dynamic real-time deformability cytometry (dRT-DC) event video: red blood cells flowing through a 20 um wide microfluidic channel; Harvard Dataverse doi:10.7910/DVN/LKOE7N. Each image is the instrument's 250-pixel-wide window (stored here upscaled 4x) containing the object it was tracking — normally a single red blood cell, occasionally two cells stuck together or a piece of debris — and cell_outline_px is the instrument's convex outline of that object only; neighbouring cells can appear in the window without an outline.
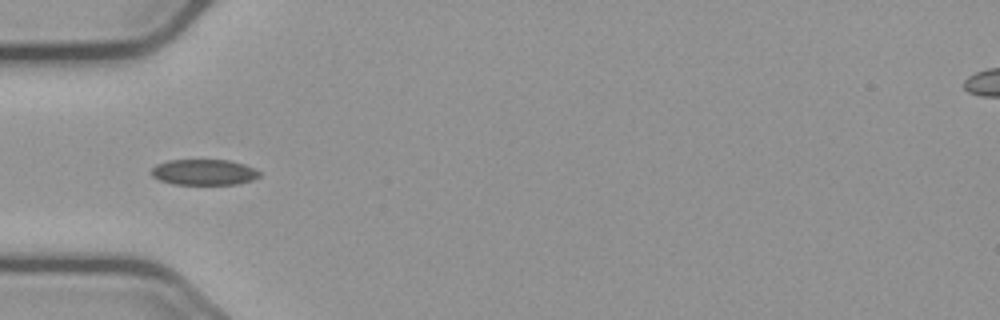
{"species": "common noctule bat (a hibernating species)", "species_latin": "Nyctalus noctula", "temperature_condition": "cold", "stored_images_in_passage": 39, "camera_frame_rate_fps": 3000, "um_per_image_px": 0.085, "animal": {"sex": "male", "body_mass_g": 23.1, "forearm_length_mm": 52.7}, "frame": {"image": 1, "passage_image": 1, "time_ms": 0.0, "image_size_px": [1000, 320], "cell_outline_px": [[260, 176], [252, 180], [236, 184], [172, 184], [160, 180], [152, 176], [152, 168], [156, 164], [168, 160], [228, 160], [244, 164], [260, 172]], "centroid_in_image_um": [17.32, 14.63], "position_along_channel_um": 67.7, "area_um2": 16.13}}
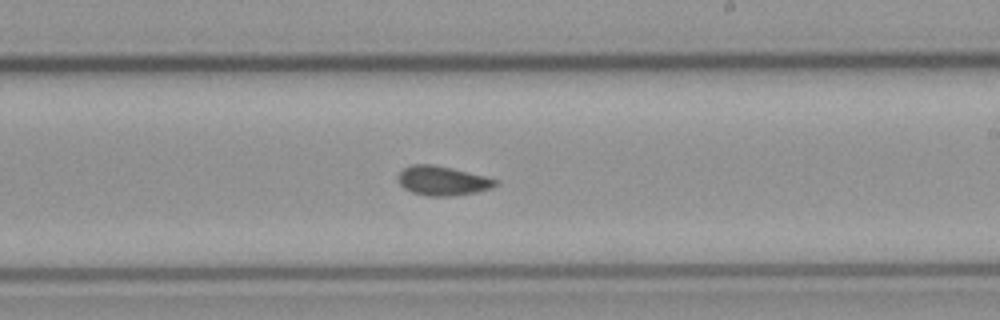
{"frame": {"image": 2, "passage_image": 16, "time_ms": 5.0, "image_size_px": [1000, 320], "cell_outline_px": [[500, 184], [492, 188], [476, 192], [452, 196], [428, 196], [412, 192], [404, 188], [396, 180], [396, 176], [404, 168], [412, 164], [432, 164], [452, 168], [500, 180]], "centroid_in_image_um": [37.62, 15.36], "position_along_channel_um": 251.4, "area_um2": 16.82}}
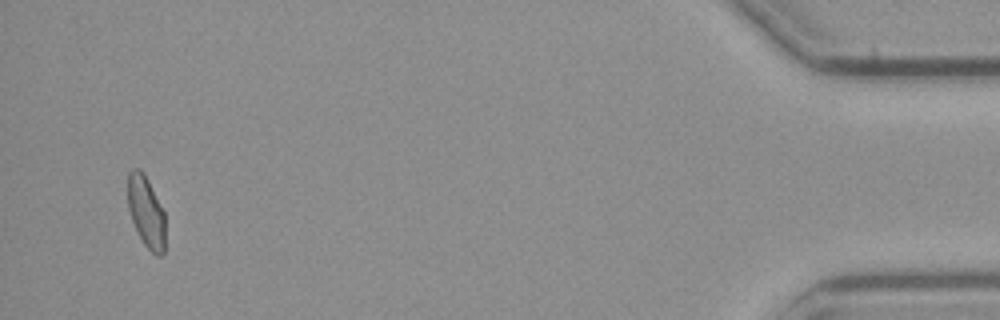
{"frame": {"image": 3, "passage_image": 37, "time_ms": 12.0, "image_size_px": [1000, 320], "cell_outline_px": [[164, 252], [160, 256], [156, 256], [144, 244], [132, 220], [128, 208], [128, 172], [132, 168], [140, 168], [144, 172], [164, 212]], "centroid_in_image_um": [12.41, 17.97], "position_along_channel_um": 422.8, "area_um2": 15.43}, "authors_computed_cell_mechanics": {"area_um2": 16.2418, "velocity_mm_per_s": 3.6546, "shape_relaxation_time_tau1_ms": 6.432, "shape_relaxation_time_tau2_ms": 3.0287, "deformation_change_tau1": 0.1265, "deformation_change_tau2": 0.0505}}